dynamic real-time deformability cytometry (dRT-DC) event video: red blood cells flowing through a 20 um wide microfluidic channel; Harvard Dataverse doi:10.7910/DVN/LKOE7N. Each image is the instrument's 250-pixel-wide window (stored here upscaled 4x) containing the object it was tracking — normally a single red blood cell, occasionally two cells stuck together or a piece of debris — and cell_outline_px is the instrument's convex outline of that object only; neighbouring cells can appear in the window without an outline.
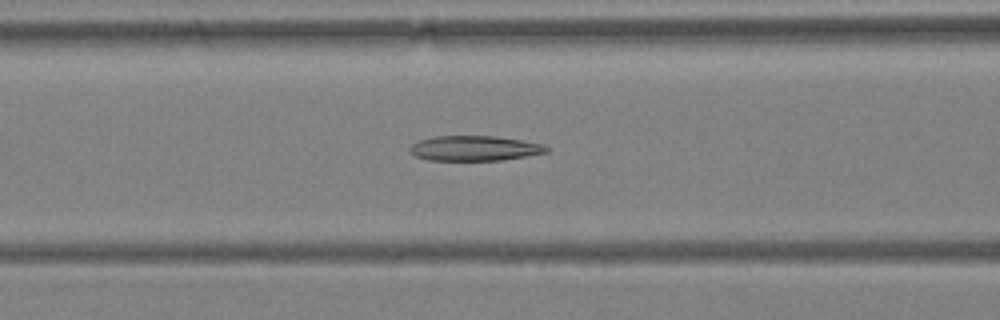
{"species": "Egyptian fruit bat (a non-hibernating species)", "species_latin": "Rousettus aegyptiacus", "temperature_condition": "warm", "stored_images_in_passage": 54, "camera_frame_rate_fps": 3000, "um_per_image_px": 0.085, "animal": {"sex": "female"}, "frame": {"image": 1, "passage_image": 23, "time_ms": 7.333, "image_size_px": [1000, 320], "cell_outline_px": [[548, 152], [500, 160], [428, 160], [416, 156], [408, 148], [412, 144], [420, 140], [432, 136], [496, 136], [544, 144], [548, 148]], "centroid_in_image_um": [40.32, 12.6], "position_along_channel_um": 126.3, "area_um2": 19.77}}
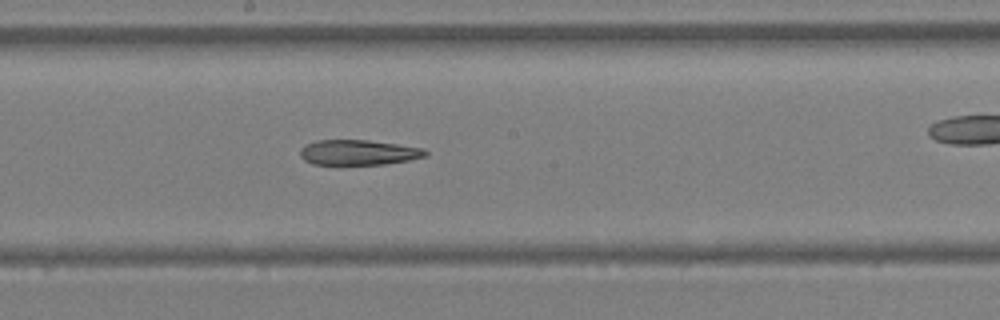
{"frame": {"image": 2, "passage_image": 30, "time_ms": 9.667, "image_size_px": [1000, 320], "cell_outline_px": [[428, 156], [408, 160], [384, 164], [312, 164], [304, 160], [300, 156], [300, 148], [304, 144], [316, 140], [368, 140], [424, 148], [428, 152]], "centroid_in_image_um": [30.45, 12.95], "position_along_channel_um": 217.8, "area_um2": 18.44}}
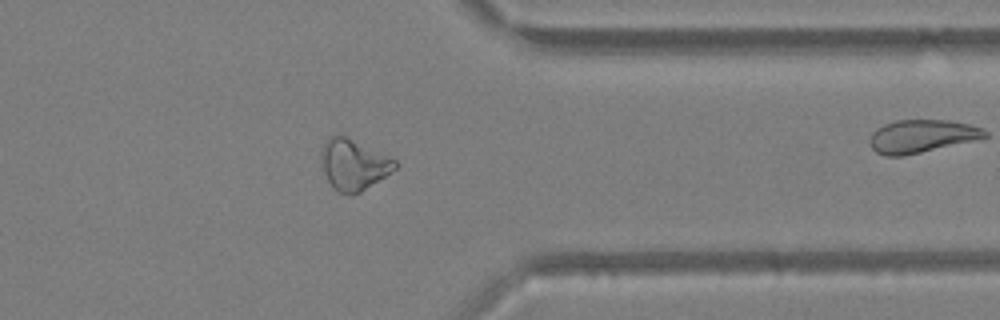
{"frame": {"image": 3, "passage_image": 43, "time_ms": 14.0, "image_size_px": [1000, 320], "cell_outline_px": [[400, 164], [396, 168], [360, 192], [336, 192], [332, 188], [324, 172], [320, 152], [320, 148], [332, 136], [340, 132], [396, 160]], "centroid_in_image_um": [30.04, 13.94], "position_along_channel_um": 381.4, "area_um2": 21.68}}